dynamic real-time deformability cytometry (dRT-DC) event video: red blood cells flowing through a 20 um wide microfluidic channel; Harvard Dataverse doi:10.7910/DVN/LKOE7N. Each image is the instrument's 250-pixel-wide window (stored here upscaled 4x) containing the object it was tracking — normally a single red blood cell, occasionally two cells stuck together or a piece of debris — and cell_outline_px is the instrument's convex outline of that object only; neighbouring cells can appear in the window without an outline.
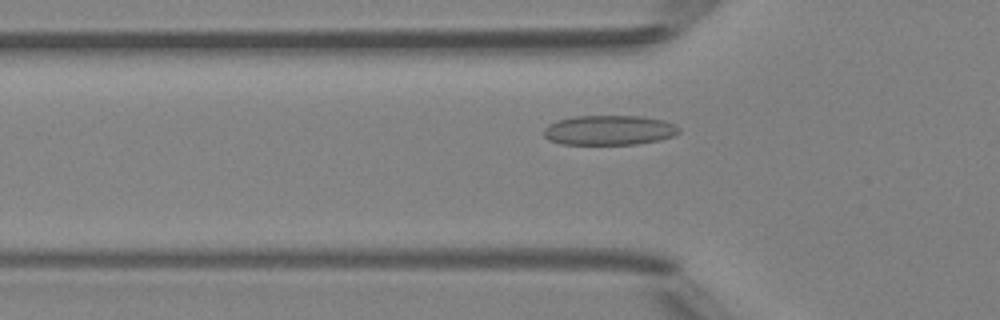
{"species": "Egyptian fruit bat (a non-hibernating species)", "species_latin": "Rousettus aegyptiacus", "temperature_condition": "room temperature", "stored_images_in_passage": 37, "camera_frame_rate_fps": 3000, "um_per_image_px": 0.085, "animal": {"sex": "female"}, "frame": {"image": 1, "passage_image": 4, "time_ms": 1.0, "image_size_px": [1000, 320], "cell_outline_px": [[680, 132], [672, 136], [660, 140], [636, 144], [560, 144], [548, 140], [544, 136], [544, 128], [548, 124], [556, 120], [572, 116], [640, 116], [664, 120], [676, 124], [680, 128]], "centroid_in_image_um": [51.77, 11.06], "position_along_channel_um": 74.0, "area_um2": 23.7}}
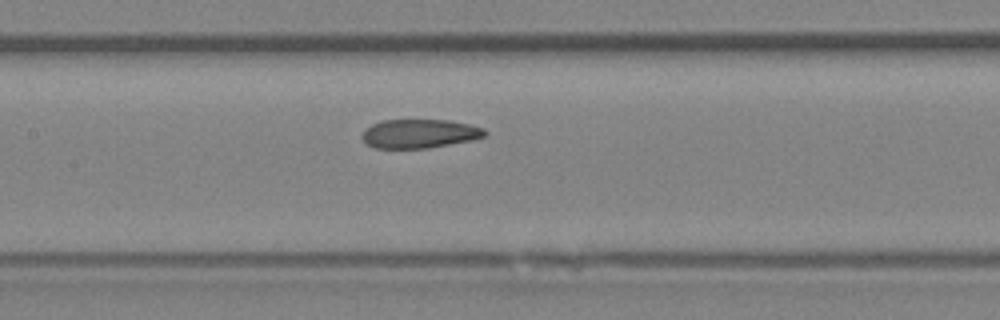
{"frame": {"image": 2, "passage_image": 11, "time_ms": 3.333, "image_size_px": [1000, 320], "cell_outline_px": [[488, 132], [484, 136], [472, 140], [428, 148], [376, 148], [368, 144], [364, 140], [364, 132], [372, 124], [384, 120], [448, 120], [468, 124], [484, 128]], "centroid_in_image_um": [35.71, 11.36], "position_along_channel_um": 171.7, "area_um2": 20.35}}
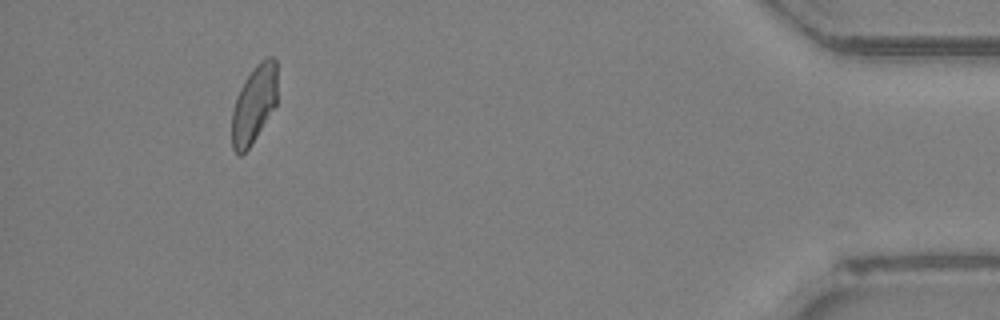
{"frame": {"image": 3, "passage_image": 33, "time_ms": 10.667, "image_size_px": [1000, 320], "cell_outline_px": [[276, 104], [252, 144], [240, 156], [232, 148], [232, 112], [236, 96], [244, 80], [252, 68], [260, 60], [268, 56], [272, 56], [276, 60]], "centroid_in_image_um": [21.58, 8.84], "position_along_channel_um": 413.6, "area_um2": 20.58}, "authors_computed_cell_mechanics": {"area_um2": 21.4438, "velocity_mm_per_s": 4.1985, "shape_relaxation_time_tau1_ms": null, "shape_relaxation_time_tau2_ms": 1.5349, "deformation_change_tau1": null, "deformation_change_tau2": 0.0732}}